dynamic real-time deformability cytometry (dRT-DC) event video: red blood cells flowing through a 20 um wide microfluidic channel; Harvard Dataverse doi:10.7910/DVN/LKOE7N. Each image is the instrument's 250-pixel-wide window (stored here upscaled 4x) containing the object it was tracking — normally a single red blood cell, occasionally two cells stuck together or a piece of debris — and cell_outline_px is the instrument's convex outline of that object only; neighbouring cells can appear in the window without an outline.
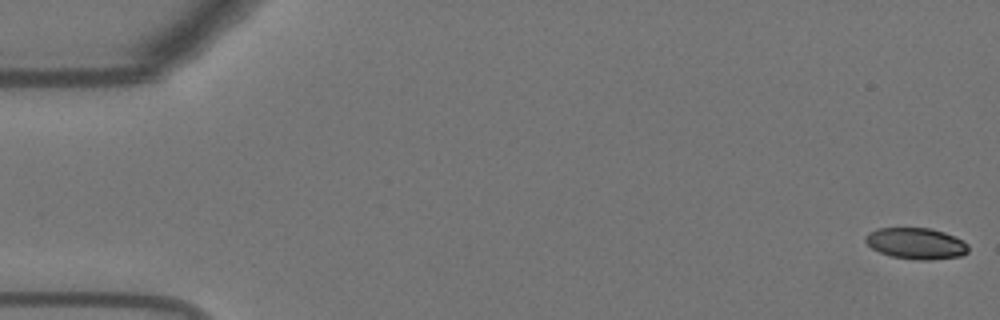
{"species": "Egyptian fruit bat (a non-hibernating species)", "species_latin": "Rousettus aegyptiacus", "temperature_condition": "warm", "stored_images_in_passage": 56, "camera_frame_rate_fps": 3000, "um_per_image_px": 0.085, "animal": {"sex": "female"}, "frame": {"image": 1, "passage_image": 1, "time_ms": 0.0, "image_size_px": [1000, 320], "cell_outline_px": [[968, 252], [960, 256], [928, 260], [916, 260], [892, 256], [880, 252], [872, 248], [864, 240], [864, 236], [868, 232], [876, 228], [928, 228], [944, 232], [964, 240], [968, 244]], "centroid_in_image_um": [77.86, 20.68], "position_along_channel_um": 7.1, "area_um2": 18.79}}
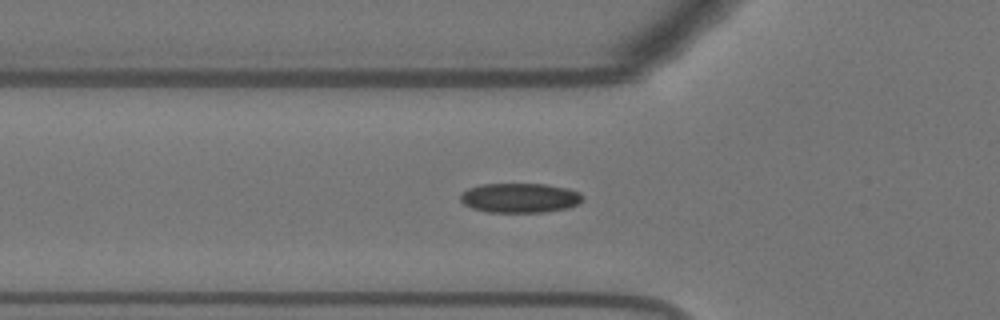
{"frame": {"image": 2, "passage_image": 19, "time_ms": 6.0, "image_size_px": [1000, 320], "cell_outline_px": [[584, 200], [580, 204], [568, 208], [544, 212], [488, 212], [472, 208], [464, 204], [460, 200], [460, 196], [468, 188], [480, 184], [548, 184], [568, 188], [580, 192], [584, 196]], "centroid_in_image_um": [44.24, 16.82], "position_along_channel_um": 81.6, "area_um2": 21.33}}
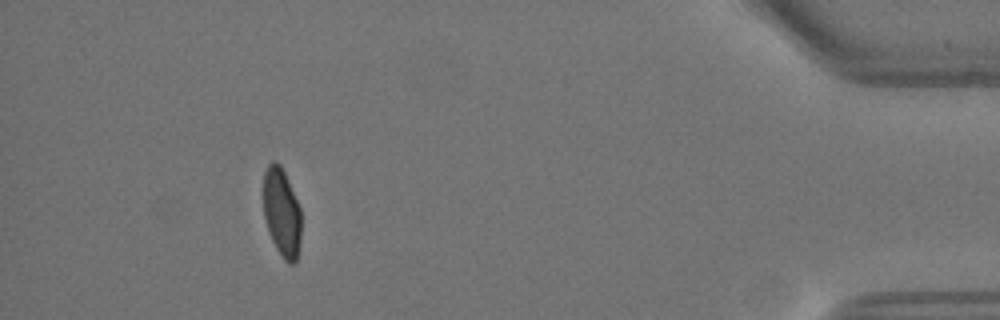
{"frame": {"image": 3, "passage_image": 51, "time_ms": 16.667, "image_size_px": [1000, 320], "cell_outline_px": [[300, 244], [296, 260], [292, 264], [288, 264], [284, 260], [276, 248], [272, 240], [264, 216], [264, 172], [268, 164], [272, 160], [276, 160], [280, 164], [284, 172], [300, 208]], "centroid_in_image_um": [23.94, 18.06], "position_along_channel_um": 411.3, "area_um2": 19.31}, "authors_computed_cell_mechanics": {"area_um2": 20.4323, "velocity_mm_per_s": 3.6502, "shape_relaxation_time_tau1_ms": 6.9269, "shape_relaxation_time_tau2_ms": 0.7266, "deformation_change_tau1": 0.2082, "deformation_change_tau2": 0.0473}}